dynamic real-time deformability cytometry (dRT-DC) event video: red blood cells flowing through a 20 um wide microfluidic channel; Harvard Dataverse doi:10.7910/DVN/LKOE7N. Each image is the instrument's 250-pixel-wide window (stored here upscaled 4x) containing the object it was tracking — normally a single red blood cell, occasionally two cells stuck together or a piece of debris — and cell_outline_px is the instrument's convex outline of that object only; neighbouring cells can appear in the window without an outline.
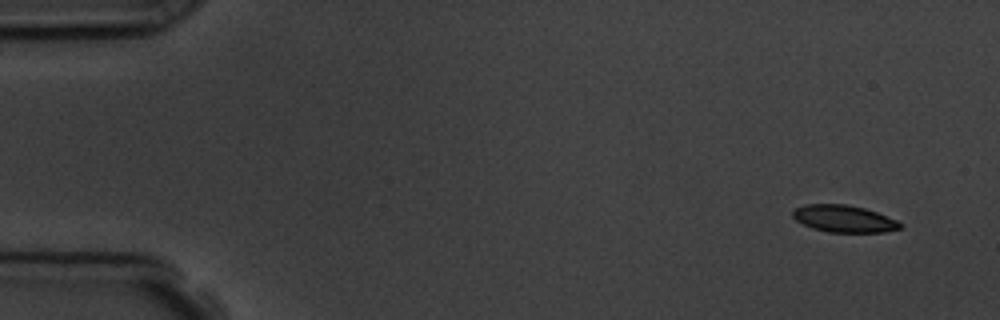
{"species": "common noctule bat (a hibernating species)", "species_latin": "Nyctalus noctula", "temperature_condition": "room temperature", "stored_images_in_passage": 7, "camera_frame_rate_fps": 3000, "um_per_image_px": 0.085, "animal": {"sex": "male", "body_mass_g": 19.5, "forearm_length_mm": 54.6}, "frame": {"image": 1, "passage_image": 1, "time_ms": 0.0, "image_size_px": [1000, 320], "cell_outline_px": [[904, 228], [884, 232], [828, 232], [812, 228], [796, 220], [792, 216], [792, 212], [796, 208], [804, 204], [848, 204], [864, 208], [876, 212], [896, 220], [904, 224]], "centroid_in_image_um": [71.76, 18.59], "position_along_channel_um": 13.2, "area_um2": 16.99}}
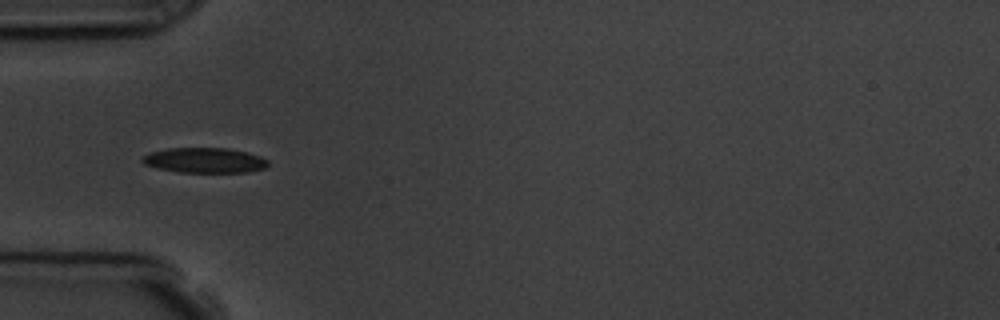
{"frame": {"image": 2, "passage_image": 5, "time_ms": 4.667, "image_size_px": [1000, 320], "cell_outline_px": [[268, 164], [264, 168], [248, 172], [180, 172], [156, 168], [144, 164], [140, 160], [148, 152], [168, 148], [228, 148], [260, 156], [268, 160]], "centroid_in_image_um": [17.35, 13.62], "position_along_channel_um": 67.6, "area_um2": 18.38}}
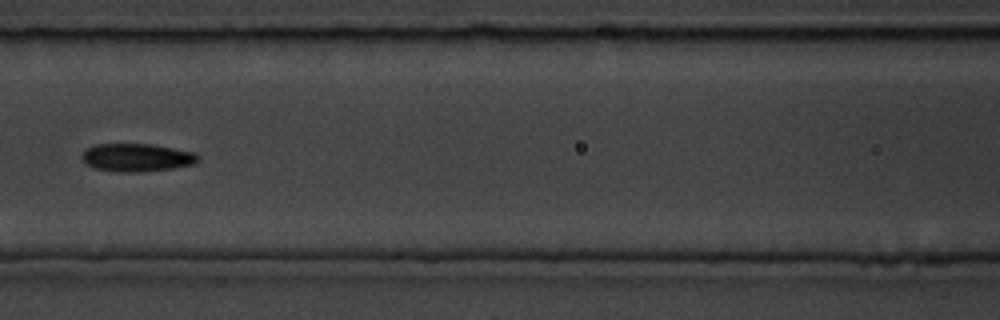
{"frame": {"image": 3, "passage_image": 7, "time_ms": 7.0, "image_size_px": [1000, 320], "cell_outline_px": [[200, 160], [196, 164], [172, 168], [140, 172], [120, 172], [96, 168], [88, 164], [80, 156], [88, 148], [96, 144], [152, 144], [196, 152], [200, 156]], "centroid_in_image_um": [11.71, 13.38], "position_along_channel_um": 154.9, "area_um2": 18.96}}